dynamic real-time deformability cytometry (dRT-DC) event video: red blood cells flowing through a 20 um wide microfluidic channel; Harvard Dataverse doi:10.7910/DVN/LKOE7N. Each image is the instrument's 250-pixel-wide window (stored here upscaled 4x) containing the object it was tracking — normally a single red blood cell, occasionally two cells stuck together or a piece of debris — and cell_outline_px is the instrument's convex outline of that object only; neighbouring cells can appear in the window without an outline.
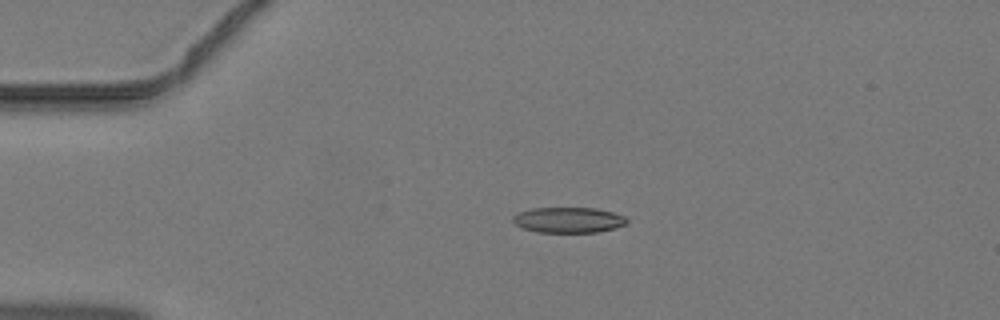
{"species": "common noctule bat (a hibernating species)", "species_latin": "Nyctalus noctula", "temperature_condition": "warm", "stored_images_in_passage": 33, "camera_frame_rate_fps": 3000, "um_per_image_px": 0.085, "animal": {"sex": "male", "body_mass_g": 19.2, "forearm_length_mm": 51.8}, "frame": {"image": 1, "passage_image": 4, "time_ms": 1.0, "image_size_px": [1000, 320], "cell_outline_px": [[628, 224], [616, 228], [596, 232], [536, 232], [524, 228], [516, 224], [512, 220], [512, 216], [520, 212], [532, 208], [596, 208], [612, 212], [624, 216], [628, 220]], "centroid_in_image_um": [48.34, 18.7], "position_along_channel_um": 36.7, "area_um2": 16.94}}
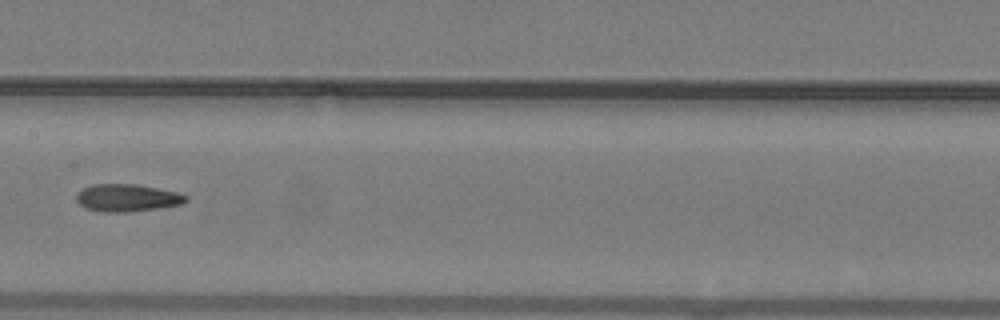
{"frame": {"image": 2, "passage_image": 17, "time_ms": 5.333, "image_size_px": [1000, 320], "cell_outline_px": [[188, 200], [180, 204], [156, 208], [128, 212], [104, 212], [84, 208], [76, 200], [76, 192], [92, 184], [136, 184], [180, 192], [188, 196]], "centroid_in_image_um": [10.8, 16.81], "position_along_channel_um": 196.6, "area_um2": 17.57}}
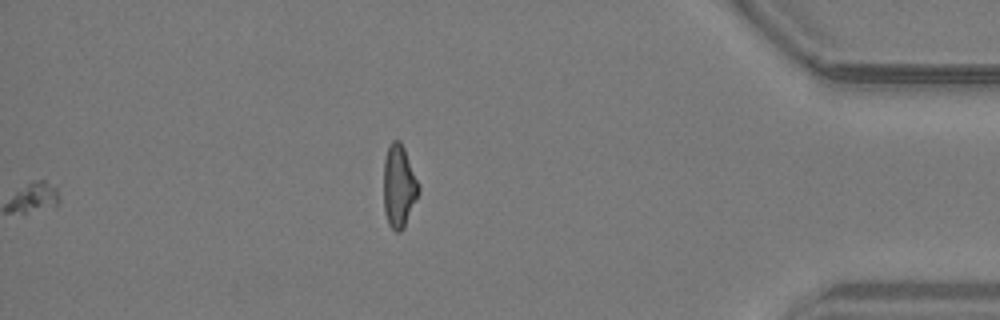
{"frame": {"image": 3, "passage_image": 33, "time_ms": 10.667, "image_size_px": [1000, 320], "cell_outline_px": [[420, 192], [404, 228], [400, 232], [396, 232], [388, 224], [384, 212], [384, 160], [388, 144], [392, 140], [400, 140], [404, 148], [420, 184]], "centroid_in_image_um": [33.92, 15.83], "position_along_channel_um": 401.3, "area_um2": 17.17}}